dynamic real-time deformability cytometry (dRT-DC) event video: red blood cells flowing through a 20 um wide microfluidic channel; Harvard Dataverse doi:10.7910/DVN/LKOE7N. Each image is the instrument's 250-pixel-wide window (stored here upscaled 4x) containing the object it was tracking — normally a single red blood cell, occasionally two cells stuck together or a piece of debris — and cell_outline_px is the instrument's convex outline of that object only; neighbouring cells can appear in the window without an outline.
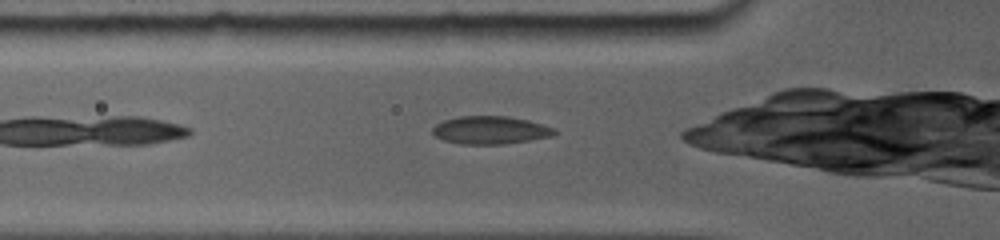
{"species": "common noctule bat (a hibernating species)", "species_latin": "Nyctalus noctula", "temperature_condition": "room temperature", "stored_images_in_passage": 43, "camera_frame_rate_fps": 5000, "um_per_image_px": 0.085, "animal": {"sex": "female", "body_mass_g": 19.0, "forearm_length_mm": 56.7}, "frame": {"image": 1, "passage_image": 2, "time_ms": 0.2, "image_size_px": [1000, 240], "cell_outline_px": [[556, 132], [548, 136], [528, 140], [500, 144], [464, 144], [444, 140], [436, 136], [432, 132], [432, 128], [436, 124], [444, 120], [460, 116], [508, 116], [528, 120], [552, 128]], "centroid_in_image_um": [41.61, 11.05], "position_along_channel_um": 84.2, "area_um2": 19.36}}
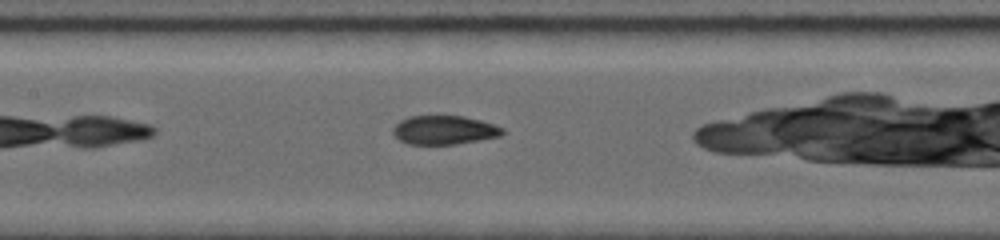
{"frame": {"image": 2, "passage_image": 11, "time_ms": 2.4, "image_size_px": [1000, 240], "cell_outline_px": [[504, 132], [500, 136], [452, 144], [412, 144], [400, 140], [392, 132], [396, 124], [400, 120], [412, 116], [464, 116], [480, 120], [492, 124], [500, 128]], "centroid_in_image_um": [37.73, 11.04], "position_along_channel_um": 169.7, "area_um2": 17.92}}
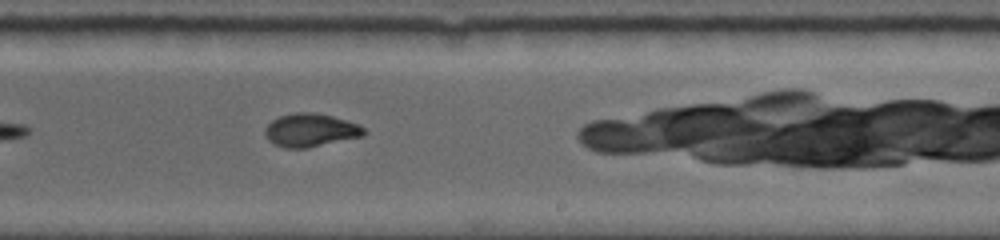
{"frame": {"image": 3, "passage_image": 20, "time_ms": 4.8, "image_size_px": [1000, 240], "cell_outline_px": [[368, 132], [364, 136], [308, 148], [284, 148], [272, 144], [264, 136], [264, 132], [268, 124], [272, 120], [280, 116], [296, 112], [312, 112], [332, 116], [356, 124], [364, 128]], "centroid_in_image_um": [26.37, 11.08], "position_along_channel_um": 262.6, "area_um2": 19.25}}